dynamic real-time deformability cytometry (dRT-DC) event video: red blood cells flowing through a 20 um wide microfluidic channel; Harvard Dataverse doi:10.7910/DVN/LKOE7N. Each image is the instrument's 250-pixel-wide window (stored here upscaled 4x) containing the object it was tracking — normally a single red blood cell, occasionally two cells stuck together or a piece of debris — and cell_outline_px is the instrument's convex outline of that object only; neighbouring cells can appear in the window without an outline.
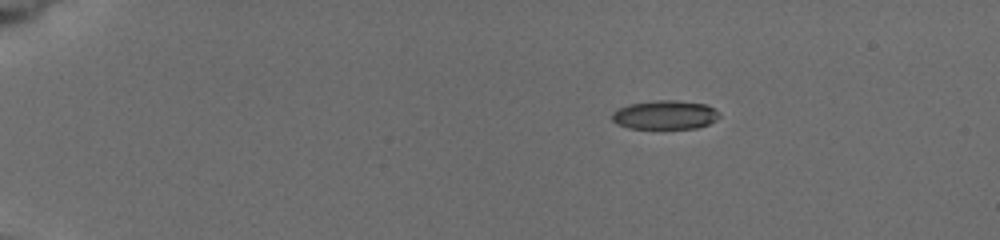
{"species": "common noctule bat (a hibernating species)", "species_latin": "Nyctalus noctula", "temperature_condition": "cold", "stored_images_in_passage": 26, "camera_frame_rate_fps": 3000, "um_per_image_px": 0.085, "animal": {"sex": "female", "body_mass_g": 19.5, "forearm_length_mm": 54.1}, "frame": {"image": 1, "passage_image": 1, "time_ms": 0.0, "image_size_px": [1000, 240], "cell_outline_px": [[720, 116], [716, 120], [708, 124], [696, 128], [628, 128], [616, 124], [612, 120], [612, 112], [628, 104], [656, 100], [676, 100], [704, 104], [712, 108]], "centroid_in_image_um": [56.48, 9.76], "position_along_channel_um": 28.5, "area_um2": 17.92}}
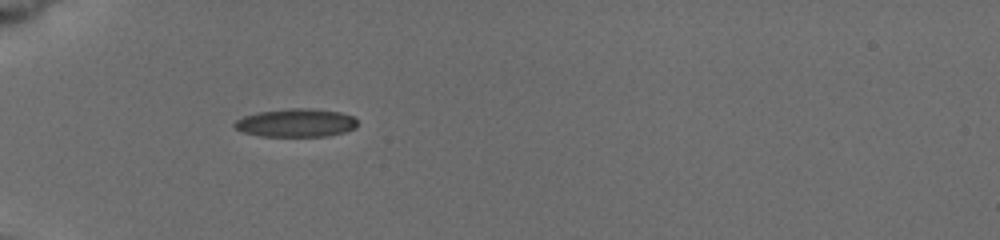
{"frame": {"image": 2, "passage_image": 18, "time_ms": 3.0, "image_size_px": [1000, 240], "cell_outline_px": [[356, 128], [344, 132], [328, 136], [260, 136], [244, 132], [236, 128], [232, 124], [236, 120], [244, 116], [256, 112], [288, 108], [312, 108], [340, 112], [352, 116], [356, 120]], "centroid_in_image_um": [25.15, 10.43], "position_along_channel_um": 59.8, "area_um2": 20.29}}
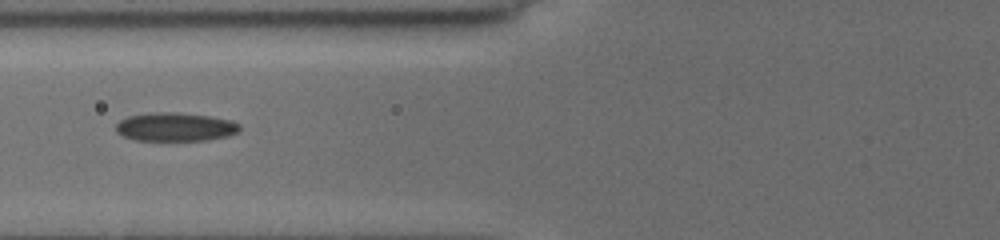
{"frame": {"image": 3, "passage_image": 25, "time_ms": 4.667, "image_size_px": [1000, 240], "cell_outline_px": [[240, 128], [236, 132], [228, 136], [204, 140], [136, 140], [124, 136], [116, 132], [116, 124], [120, 120], [128, 116], [152, 112], [180, 112], [212, 116], [232, 120], [240, 124]], "centroid_in_image_um": [14.91, 10.77], "position_along_channel_um": 110.9, "area_um2": 20.69}}